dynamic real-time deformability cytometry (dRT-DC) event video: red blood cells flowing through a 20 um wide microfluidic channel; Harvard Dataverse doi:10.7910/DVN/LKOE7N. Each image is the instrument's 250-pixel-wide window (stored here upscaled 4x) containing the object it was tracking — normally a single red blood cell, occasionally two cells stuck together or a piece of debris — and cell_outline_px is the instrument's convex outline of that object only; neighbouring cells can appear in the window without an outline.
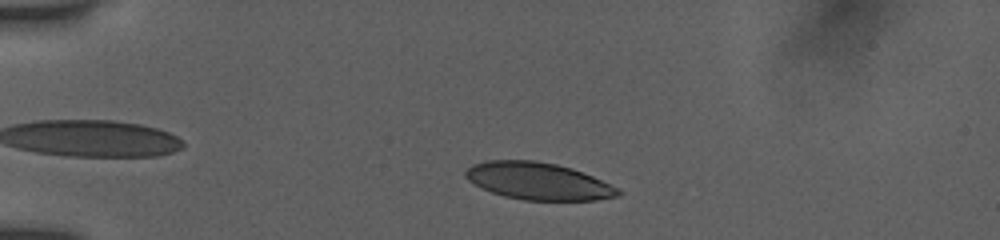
{"species": "human", "species_latin": "Homo sapiens", "temperature_condition": "room temperature", "stored_images_in_passage": 44, "camera_frame_rate_fps": 3000, "um_per_image_px": 0.085, "donor": {"sex": "female"}, "frame": {"image": 1, "passage_image": 4, "time_ms": 1.0, "image_size_px": [1000, 240], "cell_outline_px": [[624, 192], [620, 196], [596, 200], [524, 200], [504, 196], [492, 192], [468, 180], [464, 176], [464, 172], [472, 164], [488, 160], [532, 160], [556, 164], [572, 168], [592, 176], [620, 188]], "centroid_in_image_um": [45.79, 15.4], "position_along_channel_um": 39.2, "area_um2": 33.06}}
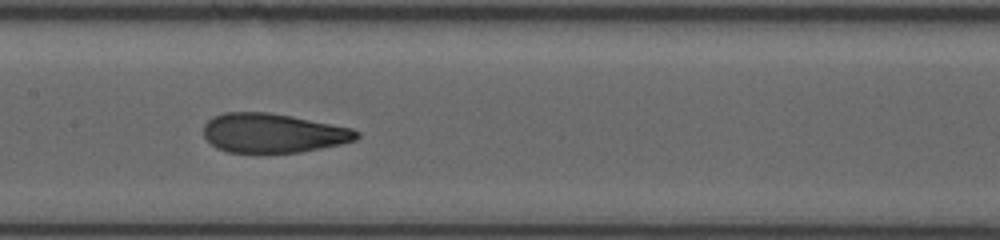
{"frame": {"image": 2, "passage_image": 19, "time_ms": 6.0, "image_size_px": [1000, 240], "cell_outline_px": [[360, 136], [356, 140], [340, 144], [300, 152], [228, 152], [216, 148], [204, 136], [204, 124], [212, 116], [224, 112], [268, 112], [292, 116], [352, 128], [360, 132]], "centroid_in_image_um": [23.2, 11.3], "position_along_channel_um": 184.2, "area_um2": 34.97}}
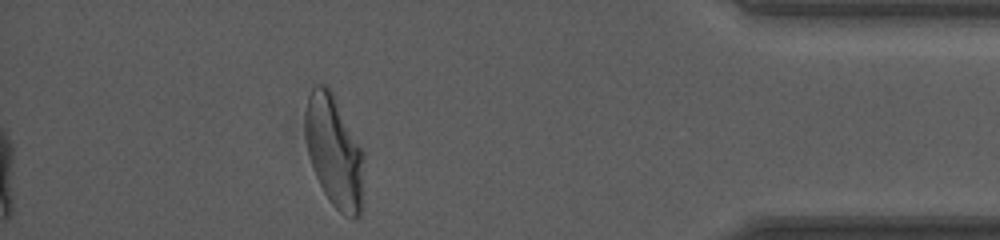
{"frame": {"image": 3, "passage_image": 39, "time_ms": 12.667, "image_size_px": [1000, 240], "cell_outline_px": [[364, 192], [360, 216], [352, 220], [344, 216], [332, 204], [324, 192], [316, 176], [308, 152], [304, 136], [304, 112], [308, 96], [312, 84], [324, 84], [332, 92], [364, 152]], "centroid_in_image_um": [28.42, 12.9], "position_along_channel_um": 406.8, "area_um2": 38.84}, "authors_computed_cell_mechanics": {"area_um2": 36.0094, "velocity_mm_per_s": 3.9092, "shape_relaxation_time_tau1_ms": 5.0694, "shape_relaxation_time_tau2_ms": 1.0053, "deformation_change_tau1": 0.2094, "deformation_change_tau2": 0.0697}}